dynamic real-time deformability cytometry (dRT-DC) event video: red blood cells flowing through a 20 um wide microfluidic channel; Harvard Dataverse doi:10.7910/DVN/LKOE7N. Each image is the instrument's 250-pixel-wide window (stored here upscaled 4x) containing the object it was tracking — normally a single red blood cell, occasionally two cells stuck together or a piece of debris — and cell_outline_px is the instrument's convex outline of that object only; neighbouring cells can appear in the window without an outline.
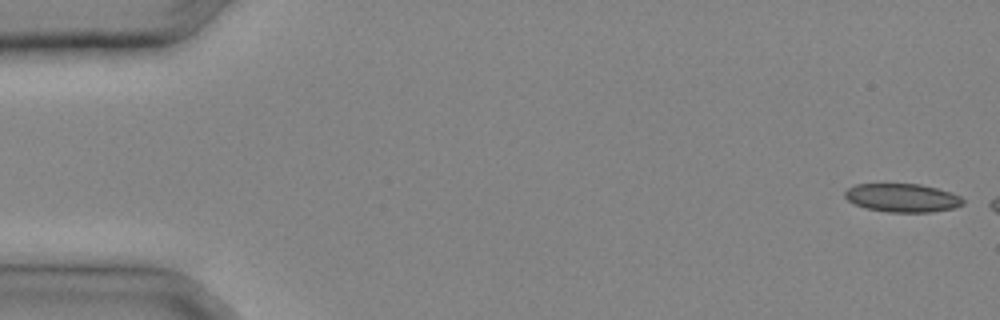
{"species": "common noctule bat (a hibernating species)", "species_latin": "Nyctalus noctula", "temperature_condition": "cold", "stored_images_in_passage": 5, "camera_frame_rate_fps": 3000, "um_per_image_px": 0.085, "animal": {"sex": "male", "body_mass_g": 20.4}, "frame": {"image": 1, "passage_image": 1, "time_ms": 0.0, "image_size_px": [1000, 320], "cell_outline_px": [[964, 204], [956, 208], [932, 212], [888, 212], [868, 208], [856, 204], [848, 200], [844, 196], [844, 192], [848, 188], [856, 184], [920, 184], [952, 192], [960, 196], [964, 200]], "centroid_in_image_um": [76.74, 16.81], "position_along_channel_um": 8.3, "area_um2": 19.59}}